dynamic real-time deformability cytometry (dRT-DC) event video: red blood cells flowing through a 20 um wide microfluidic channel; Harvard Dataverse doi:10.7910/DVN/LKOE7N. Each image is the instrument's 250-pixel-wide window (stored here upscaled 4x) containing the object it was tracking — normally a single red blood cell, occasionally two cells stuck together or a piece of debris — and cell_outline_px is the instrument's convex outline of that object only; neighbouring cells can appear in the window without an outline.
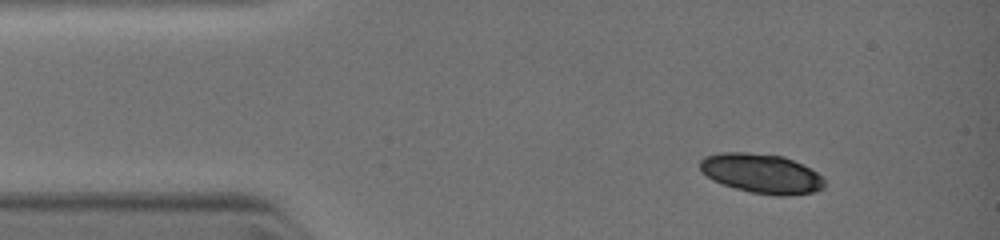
{"species": "common noctule bat (a hibernating species)", "species_latin": "Nyctalus noctula", "temperature_condition": "warm", "stored_images_in_passage": 3, "camera_frame_rate_fps": 3000, "um_per_image_px": 0.085, "animal": {"sex": "female", "body_mass_g": 19.0, "forearm_length_mm": 51.5}, "frame": {"image": 1, "passage_image": 1, "time_ms": 0.0, "image_size_px": [1000, 240], "cell_outline_px": [[824, 188], [812, 192], [788, 196], [772, 196], [752, 192], [736, 188], [712, 180], [700, 168], [700, 160], [704, 156], [720, 152], [748, 152], [784, 156], [816, 172], [824, 180]], "centroid_in_image_um": [64.71, 14.75], "position_along_channel_um": 20.3, "area_um2": 28.5}}